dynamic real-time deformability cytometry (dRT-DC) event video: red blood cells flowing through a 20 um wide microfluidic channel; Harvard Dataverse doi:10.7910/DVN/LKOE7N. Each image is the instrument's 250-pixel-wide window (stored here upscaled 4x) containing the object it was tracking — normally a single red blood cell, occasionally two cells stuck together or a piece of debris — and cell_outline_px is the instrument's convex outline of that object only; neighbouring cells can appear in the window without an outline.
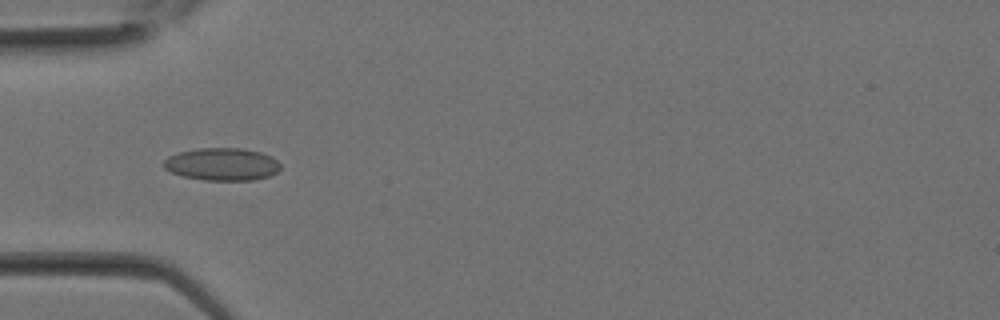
{"species": "Egyptian fruit bat (a non-hibernating species)", "species_latin": "Rousettus aegyptiacus", "temperature_condition": "room temperature", "stored_images_in_passage": 12, "camera_frame_rate_fps": 3000, "um_per_image_px": 0.085, "animal": {"sex": "female"}, "frame": {"image": 1, "passage_image": 9, "time_ms": 2.667, "image_size_px": [1000, 320], "cell_outline_px": [[280, 168], [276, 172], [268, 176], [252, 180], [204, 180], [184, 176], [172, 172], [164, 168], [160, 164], [168, 156], [180, 152], [200, 148], [240, 148], [260, 152], [272, 156], [280, 164]], "centroid_in_image_um": [18.85, 13.95], "position_along_channel_um": 66.1, "area_um2": 22.08}}
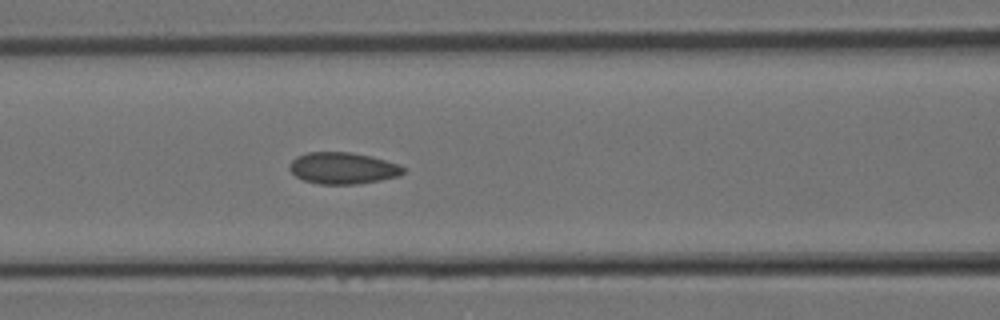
{"frame": {"image": 2, "passage_image": 12, "time_ms": 3.667, "image_size_px": [1000, 320], "cell_outline_px": [[404, 172], [396, 176], [380, 180], [356, 184], [320, 184], [304, 180], [296, 176], [288, 168], [288, 164], [296, 156], [308, 152], [348, 152], [372, 156], [400, 164], [404, 168]], "centroid_in_image_um": [29.12, 14.28], "position_along_channel_um": 137.5, "area_um2": 20.92}}